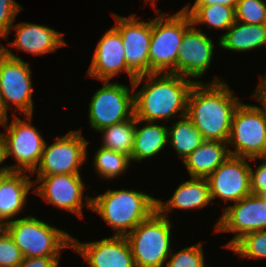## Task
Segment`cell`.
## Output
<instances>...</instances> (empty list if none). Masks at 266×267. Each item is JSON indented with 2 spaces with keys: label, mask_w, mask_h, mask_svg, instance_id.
<instances>
[{
  "label": "cell",
  "mask_w": 266,
  "mask_h": 267,
  "mask_svg": "<svg viewBox=\"0 0 266 267\" xmlns=\"http://www.w3.org/2000/svg\"><path fill=\"white\" fill-rule=\"evenodd\" d=\"M219 76L208 84L195 82L187 99V116L204 140L227 143L232 118L242 102Z\"/></svg>",
  "instance_id": "cell-1"
},
{
  "label": "cell",
  "mask_w": 266,
  "mask_h": 267,
  "mask_svg": "<svg viewBox=\"0 0 266 267\" xmlns=\"http://www.w3.org/2000/svg\"><path fill=\"white\" fill-rule=\"evenodd\" d=\"M161 75V76H160ZM160 76V77H158ZM145 79V80H144ZM144 82V83H142ZM195 81L176 73H151L137 76L132 82L134 91V116L142 121L168 120L179 113L187 114V99Z\"/></svg>",
  "instance_id": "cell-2"
},
{
  "label": "cell",
  "mask_w": 266,
  "mask_h": 267,
  "mask_svg": "<svg viewBox=\"0 0 266 267\" xmlns=\"http://www.w3.org/2000/svg\"><path fill=\"white\" fill-rule=\"evenodd\" d=\"M151 195L134 189H108L92 197L91 210L116 231L114 235L126 236L156 210L157 198Z\"/></svg>",
  "instance_id": "cell-3"
},
{
  "label": "cell",
  "mask_w": 266,
  "mask_h": 267,
  "mask_svg": "<svg viewBox=\"0 0 266 267\" xmlns=\"http://www.w3.org/2000/svg\"><path fill=\"white\" fill-rule=\"evenodd\" d=\"M5 231L25 257H60L61 249L72 247V236L33 216L16 218Z\"/></svg>",
  "instance_id": "cell-4"
},
{
  "label": "cell",
  "mask_w": 266,
  "mask_h": 267,
  "mask_svg": "<svg viewBox=\"0 0 266 267\" xmlns=\"http://www.w3.org/2000/svg\"><path fill=\"white\" fill-rule=\"evenodd\" d=\"M155 10L159 16L152 19L150 74H177V56L184 32L192 24L190 16L183 8L171 16L158 8Z\"/></svg>",
  "instance_id": "cell-5"
},
{
  "label": "cell",
  "mask_w": 266,
  "mask_h": 267,
  "mask_svg": "<svg viewBox=\"0 0 266 267\" xmlns=\"http://www.w3.org/2000/svg\"><path fill=\"white\" fill-rule=\"evenodd\" d=\"M168 217L155 210L125 237L136 267H163L171 253V227Z\"/></svg>",
  "instance_id": "cell-6"
},
{
  "label": "cell",
  "mask_w": 266,
  "mask_h": 267,
  "mask_svg": "<svg viewBox=\"0 0 266 267\" xmlns=\"http://www.w3.org/2000/svg\"><path fill=\"white\" fill-rule=\"evenodd\" d=\"M251 97L263 108L243 101L239 104L232 118L227 145L230 155L256 161L266 158V106L254 94Z\"/></svg>",
  "instance_id": "cell-7"
},
{
  "label": "cell",
  "mask_w": 266,
  "mask_h": 267,
  "mask_svg": "<svg viewBox=\"0 0 266 267\" xmlns=\"http://www.w3.org/2000/svg\"><path fill=\"white\" fill-rule=\"evenodd\" d=\"M31 69L29 63L0 44V92L7 110L15 106V112L33 115Z\"/></svg>",
  "instance_id": "cell-8"
},
{
  "label": "cell",
  "mask_w": 266,
  "mask_h": 267,
  "mask_svg": "<svg viewBox=\"0 0 266 267\" xmlns=\"http://www.w3.org/2000/svg\"><path fill=\"white\" fill-rule=\"evenodd\" d=\"M15 114L10 125L8 121L2 125L6 129L3 133L6 159L12 156L17 161L9 166V171H29L32 174L40 163L46 141L31 123L32 115H26L25 121Z\"/></svg>",
  "instance_id": "cell-9"
},
{
  "label": "cell",
  "mask_w": 266,
  "mask_h": 267,
  "mask_svg": "<svg viewBox=\"0 0 266 267\" xmlns=\"http://www.w3.org/2000/svg\"><path fill=\"white\" fill-rule=\"evenodd\" d=\"M89 103V124L96 131L134 117V91L130 86L103 81Z\"/></svg>",
  "instance_id": "cell-10"
},
{
  "label": "cell",
  "mask_w": 266,
  "mask_h": 267,
  "mask_svg": "<svg viewBox=\"0 0 266 267\" xmlns=\"http://www.w3.org/2000/svg\"><path fill=\"white\" fill-rule=\"evenodd\" d=\"M81 132V129L71 130L62 137L57 136L50 145L45 142L40 163L32 175L80 174L81 165L87 161L90 142Z\"/></svg>",
  "instance_id": "cell-11"
},
{
  "label": "cell",
  "mask_w": 266,
  "mask_h": 267,
  "mask_svg": "<svg viewBox=\"0 0 266 267\" xmlns=\"http://www.w3.org/2000/svg\"><path fill=\"white\" fill-rule=\"evenodd\" d=\"M36 185V189L34 187L32 192L41 196L46 204L73 212L79 218H83V206L91 209L92 197L83 193L85 184L81 174L37 176L34 181V186Z\"/></svg>",
  "instance_id": "cell-12"
},
{
  "label": "cell",
  "mask_w": 266,
  "mask_h": 267,
  "mask_svg": "<svg viewBox=\"0 0 266 267\" xmlns=\"http://www.w3.org/2000/svg\"><path fill=\"white\" fill-rule=\"evenodd\" d=\"M266 230V201L261 195L250 194L231 206H225L215 225L216 232H233L223 247L229 249L244 234Z\"/></svg>",
  "instance_id": "cell-13"
},
{
  "label": "cell",
  "mask_w": 266,
  "mask_h": 267,
  "mask_svg": "<svg viewBox=\"0 0 266 267\" xmlns=\"http://www.w3.org/2000/svg\"><path fill=\"white\" fill-rule=\"evenodd\" d=\"M114 26L122 37L127 66L137 75L150 74L149 47L152 35V20L139 21L135 14L122 17L113 13Z\"/></svg>",
  "instance_id": "cell-14"
},
{
  "label": "cell",
  "mask_w": 266,
  "mask_h": 267,
  "mask_svg": "<svg viewBox=\"0 0 266 267\" xmlns=\"http://www.w3.org/2000/svg\"><path fill=\"white\" fill-rule=\"evenodd\" d=\"M239 156L229 157L207 178L211 201L220 200L236 203L251 194L250 164Z\"/></svg>",
  "instance_id": "cell-15"
},
{
  "label": "cell",
  "mask_w": 266,
  "mask_h": 267,
  "mask_svg": "<svg viewBox=\"0 0 266 267\" xmlns=\"http://www.w3.org/2000/svg\"><path fill=\"white\" fill-rule=\"evenodd\" d=\"M124 52L120 32L112 26L98 41L86 76L103 82L123 72L133 82L137 75L127 66Z\"/></svg>",
  "instance_id": "cell-16"
},
{
  "label": "cell",
  "mask_w": 266,
  "mask_h": 267,
  "mask_svg": "<svg viewBox=\"0 0 266 267\" xmlns=\"http://www.w3.org/2000/svg\"><path fill=\"white\" fill-rule=\"evenodd\" d=\"M90 267H136L125 236L112 235L99 241L83 242L72 236V247Z\"/></svg>",
  "instance_id": "cell-17"
},
{
  "label": "cell",
  "mask_w": 266,
  "mask_h": 267,
  "mask_svg": "<svg viewBox=\"0 0 266 267\" xmlns=\"http://www.w3.org/2000/svg\"><path fill=\"white\" fill-rule=\"evenodd\" d=\"M214 43L201 29L191 24L184 32L177 56V74L188 78H201L210 68Z\"/></svg>",
  "instance_id": "cell-18"
},
{
  "label": "cell",
  "mask_w": 266,
  "mask_h": 267,
  "mask_svg": "<svg viewBox=\"0 0 266 267\" xmlns=\"http://www.w3.org/2000/svg\"><path fill=\"white\" fill-rule=\"evenodd\" d=\"M15 29L14 41L8 43L10 47L18 51L23 50L34 56L53 53L62 46H67L64 33L44 25L29 22H18L13 24L10 32Z\"/></svg>",
  "instance_id": "cell-19"
},
{
  "label": "cell",
  "mask_w": 266,
  "mask_h": 267,
  "mask_svg": "<svg viewBox=\"0 0 266 267\" xmlns=\"http://www.w3.org/2000/svg\"><path fill=\"white\" fill-rule=\"evenodd\" d=\"M30 178L27 172L0 173V221L4 225L23 211L29 191L35 187Z\"/></svg>",
  "instance_id": "cell-20"
},
{
  "label": "cell",
  "mask_w": 266,
  "mask_h": 267,
  "mask_svg": "<svg viewBox=\"0 0 266 267\" xmlns=\"http://www.w3.org/2000/svg\"><path fill=\"white\" fill-rule=\"evenodd\" d=\"M210 202L213 201L210 197L208 179L191 177L190 180L182 182L165 203L161 199H156V210L167 217L168 211L204 208Z\"/></svg>",
  "instance_id": "cell-21"
},
{
  "label": "cell",
  "mask_w": 266,
  "mask_h": 267,
  "mask_svg": "<svg viewBox=\"0 0 266 267\" xmlns=\"http://www.w3.org/2000/svg\"><path fill=\"white\" fill-rule=\"evenodd\" d=\"M229 155L227 143L204 140L183 160V164L190 177L208 178Z\"/></svg>",
  "instance_id": "cell-22"
},
{
  "label": "cell",
  "mask_w": 266,
  "mask_h": 267,
  "mask_svg": "<svg viewBox=\"0 0 266 267\" xmlns=\"http://www.w3.org/2000/svg\"><path fill=\"white\" fill-rule=\"evenodd\" d=\"M146 125L139 128L140 123ZM168 144V128L155 122L142 121L135 117L134 146L130 160L141 162L158 155Z\"/></svg>",
  "instance_id": "cell-23"
},
{
  "label": "cell",
  "mask_w": 266,
  "mask_h": 267,
  "mask_svg": "<svg viewBox=\"0 0 266 267\" xmlns=\"http://www.w3.org/2000/svg\"><path fill=\"white\" fill-rule=\"evenodd\" d=\"M218 44L225 50L246 52L266 45V24L253 25L235 21L218 38Z\"/></svg>",
  "instance_id": "cell-24"
},
{
  "label": "cell",
  "mask_w": 266,
  "mask_h": 267,
  "mask_svg": "<svg viewBox=\"0 0 266 267\" xmlns=\"http://www.w3.org/2000/svg\"><path fill=\"white\" fill-rule=\"evenodd\" d=\"M168 128V145L170 144L176 154L184 160L204 139L200 131L193 125L191 119L184 115Z\"/></svg>",
  "instance_id": "cell-25"
},
{
  "label": "cell",
  "mask_w": 266,
  "mask_h": 267,
  "mask_svg": "<svg viewBox=\"0 0 266 267\" xmlns=\"http://www.w3.org/2000/svg\"><path fill=\"white\" fill-rule=\"evenodd\" d=\"M183 9L189 14L194 26L205 24L208 29L228 30L236 21L235 8L225 5L190 6Z\"/></svg>",
  "instance_id": "cell-26"
},
{
  "label": "cell",
  "mask_w": 266,
  "mask_h": 267,
  "mask_svg": "<svg viewBox=\"0 0 266 267\" xmlns=\"http://www.w3.org/2000/svg\"><path fill=\"white\" fill-rule=\"evenodd\" d=\"M99 132L102 134L101 147L131 158L135 136V116L124 122L104 127Z\"/></svg>",
  "instance_id": "cell-27"
},
{
  "label": "cell",
  "mask_w": 266,
  "mask_h": 267,
  "mask_svg": "<svg viewBox=\"0 0 266 267\" xmlns=\"http://www.w3.org/2000/svg\"><path fill=\"white\" fill-rule=\"evenodd\" d=\"M94 170L99 177L105 179H113L124 174L126 169L130 166V158L122 153L113 150L105 149L100 146L93 159Z\"/></svg>",
  "instance_id": "cell-28"
},
{
  "label": "cell",
  "mask_w": 266,
  "mask_h": 267,
  "mask_svg": "<svg viewBox=\"0 0 266 267\" xmlns=\"http://www.w3.org/2000/svg\"><path fill=\"white\" fill-rule=\"evenodd\" d=\"M236 255L248 258H266V230L244 234L230 248Z\"/></svg>",
  "instance_id": "cell-29"
},
{
  "label": "cell",
  "mask_w": 266,
  "mask_h": 267,
  "mask_svg": "<svg viewBox=\"0 0 266 267\" xmlns=\"http://www.w3.org/2000/svg\"><path fill=\"white\" fill-rule=\"evenodd\" d=\"M265 0H239L235 8L236 21L247 24H266Z\"/></svg>",
  "instance_id": "cell-30"
},
{
  "label": "cell",
  "mask_w": 266,
  "mask_h": 267,
  "mask_svg": "<svg viewBox=\"0 0 266 267\" xmlns=\"http://www.w3.org/2000/svg\"><path fill=\"white\" fill-rule=\"evenodd\" d=\"M202 242L171 252L166 267H205Z\"/></svg>",
  "instance_id": "cell-31"
},
{
  "label": "cell",
  "mask_w": 266,
  "mask_h": 267,
  "mask_svg": "<svg viewBox=\"0 0 266 267\" xmlns=\"http://www.w3.org/2000/svg\"><path fill=\"white\" fill-rule=\"evenodd\" d=\"M24 256L13 239L4 230L0 233V267H18Z\"/></svg>",
  "instance_id": "cell-32"
},
{
  "label": "cell",
  "mask_w": 266,
  "mask_h": 267,
  "mask_svg": "<svg viewBox=\"0 0 266 267\" xmlns=\"http://www.w3.org/2000/svg\"><path fill=\"white\" fill-rule=\"evenodd\" d=\"M20 11H22V6L15 0H0V36L2 39L8 38L10 28Z\"/></svg>",
  "instance_id": "cell-33"
},
{
  "label": "cell",
  "mask_w": 266,
  "mask_h": 267,
  "mask_svg": "<svg viewBox=\"0 0 266 267\" xmlns=\"http://www.w3.org/2000/svg\"><path fill=\"white\" fill-rule=\"evenodd\" d=\"M255 170L250 167L251 194L261 195L266 192V158H261Z\"/></svg>",
  "instance_id": "cell-34"
},
{
  "label": "cell",
  "mask_w": 266,
  "mask_h": 267,
  "mask_svg": "<svg viewBox=\"0 0 266 267\" xmlns=\"http://www.w3.org/2000/svg\"><path fill=\"white\" fill-rule=\"evenodd\" d=\"M60 257H25L18 267H59Z\"/></svg>",
  "instance_id": "cell-35"
},
{
  "label": "cell",
  "mask_w": 266,
  "mask_h": 267,
  "mask_svg": "<svg viewBox=\"0 0 266 267\" xmlns=\"http://www.w3.org/2000/svg\"><path fill=\"white\" fill-rule=\"evenodd\" d=\"M239 0H195L192 6H212V5H225L236 8Z\"/></svg>",
  "instance_id": "cell-36"
},
{
  "label": "cell",
  "mask_w": 266,
  "mask_h": 267,
  "mask_svg": "<svg viewBox=\"0 0 266 267\" xmlns=\"http://www.w3.org/2000/svg\"><path fill=\"white\" fill-rule=\"evenodd\" d=\"M260 81L253 93L264 105H266V76H260Z\"/></svg>",
  "instance_id": "cell-37"
},
{
  "label": "cell",
  "mask_w": 266,
  "mask_h": 267,
  "mask_svg": "<svg viewBox=\"0 0 266 267\" xmlns=\"http://www.w3.org/2000/svg\"><path fill=\"white\" fill-rule=\"evenodd\" d=\"M6 160V150H5V137L3 133H0V166ZM9 172V166L6 164L0 167V173Z\"/></svg>",
  "instance_id": "cell-38"
},
{
  "label": "cell",
  "mask_w": 266,
  "mask_h": 267,
  "mask_svg": "<svg viewBox=\"0 0 266 267\" xmlns=\"http://www.w3.org/2000/svg\"><path fill=\"white\" fill-rule=\"evenodd\" d=\"M8 110L4 104L2 94L0 92V125L2 126L8 121Z\"/></svg>",
  "instance_id": "cell-39"
},
{
  "label": "cell",
  "mask_w": 266,
  "mask_h": 267,
  "mask_svg": "<svg viewBox=\"0 0 266 267\" xmlns=\"http://www.w3.org/2000/svg\"><path fill=\"white\" fill-rule=\"evenodd\" d=\"M148 2H150V4H152L154 7L157 5L156 0H145V4H147Z\"/></svg>",
  "instance_id": "cell-40"
},
{
  "label": "cell",
  "mask_w": 266,
  "mask_h": 267,
  "mask_svg": "<svg viewBox=\"0 0 266 267\" xmlns=\"http://www.w3.org/2000/svg\"><path fill=\"white\" fill-rule=\"evenodd\" d=\"M262 198L266 201V192L261 194Z\"/></svg>",
  "instance_id": "cell-41"
}]
</instances>
